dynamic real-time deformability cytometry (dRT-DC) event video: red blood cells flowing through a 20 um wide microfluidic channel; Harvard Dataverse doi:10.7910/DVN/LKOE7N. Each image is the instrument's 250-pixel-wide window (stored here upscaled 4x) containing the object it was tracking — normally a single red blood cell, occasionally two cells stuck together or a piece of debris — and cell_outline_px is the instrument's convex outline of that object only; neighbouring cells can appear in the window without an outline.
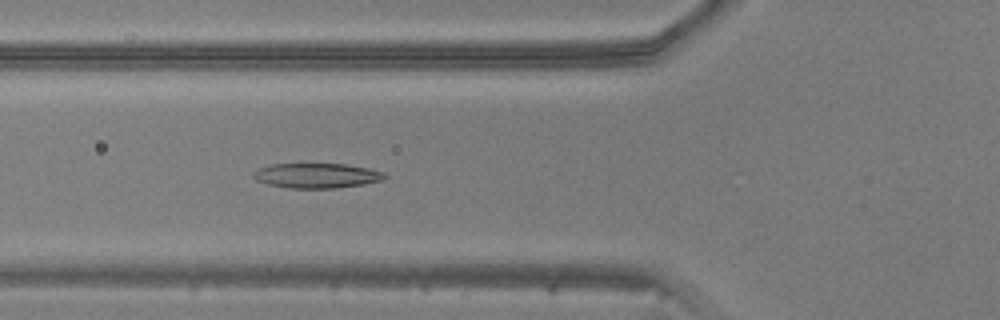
{"species": "common noctule bat (a hibernating species)", "species_latin": "Nyctalus noctula", "temperature_condition": "warm", "stored_images_in_passage": 40, "camera_frame_rate_fps": 3000, "um_per_image_px": 0.085, "animal": {"sex": "male", "body_mass_g": 20.5, "forearm_length_mm": 52.5}, "frame": {"image": 1, "passage_image": 9, "time_ms": 2.667, "image_size_px": [1000, 320], "cell_outline_px": [[388, 176], [384, 180], [364, 184], [332, 188], [288, 188], [268, 184], [256, 180], [252, 176], [252, 172], [260, 168], [272, 164], [344, 164], [368, 168], [384, 172]], "centroid_in_image_um": [26.93, 14.93], "position_along_channel_um": 98.9, "area_um2": 19.02}}
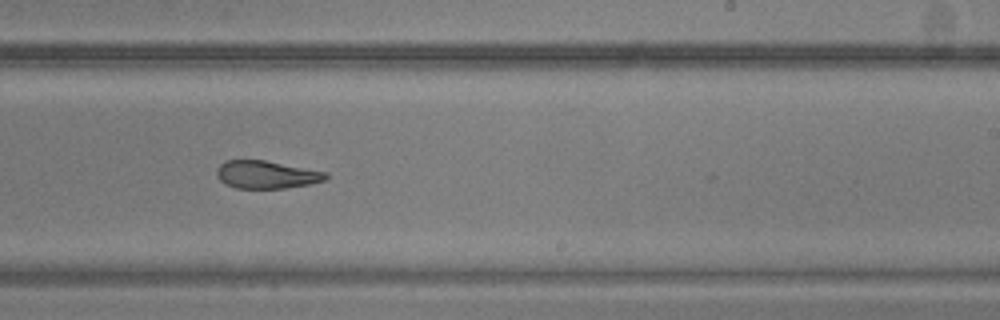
{"frame": {"image": 2, "passage_image": 21, "time_ms": 6.667, "image_size_px": [1000, 320], "cell_outline_px": [[328, 176], [324, 180], [312, 184], [284, 188], [236, 188], [224, 184], [216, 176], [216, 168], [224, 160], [264, 160], [328, 172]], "centroid_in_image_um": [22.62, 14.84], "position_along_channel_um": 266.4, "area_um2": 17.8}}
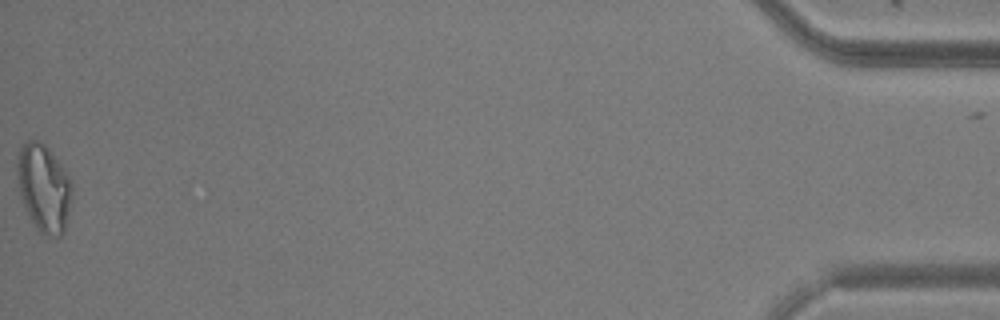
{"frame": {"image": 3, "passage_image": 40, "time_ms": 13.0, "image_size_px": [1000, 320], "cell_outline_px": [[72, 192], [64, 232], [60, 236], [56, 236], [40, 232], [36, 228], [20, 196], [16, 168], [16, 164], [20, 148], [28, 140], [40, 140], [44, 144], [60, 164], [68, 176], [72, 184]], "centroid_in_image_um": [3.71, 15.95], "position_along_channel_um": 431.5, "area_um2": 27.4}}